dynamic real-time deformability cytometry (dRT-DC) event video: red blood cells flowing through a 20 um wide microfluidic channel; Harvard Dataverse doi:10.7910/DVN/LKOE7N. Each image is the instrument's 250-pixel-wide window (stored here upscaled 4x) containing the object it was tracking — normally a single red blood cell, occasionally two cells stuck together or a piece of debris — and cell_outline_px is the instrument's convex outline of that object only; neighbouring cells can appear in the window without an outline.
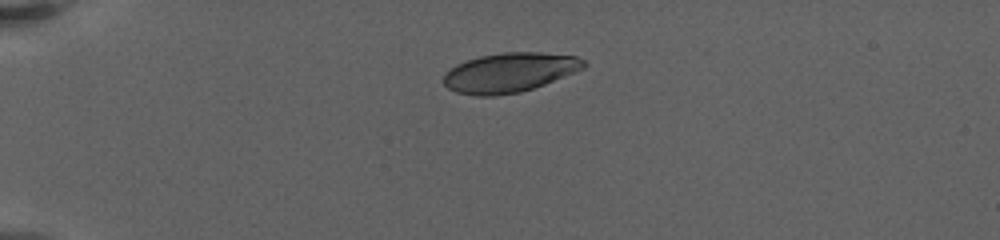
{"species": "human", "species_latin": "Homo sapiens", "temperature_condition": "warm", "stored_images_in_passage": 42, "camera_frame_rate_fps": 3000, "um_per_image_px": 0.085, "donor": {"sex": "female"}, "frame": {"image": 1, "passage_image": 1, "time_ms": 0.0, "image_size_px": [1000, 240], "cell_outline_px": [[588, 64], [584, 68], [544, 84], [520, 92], [496, 96], [476, 96], [456, 92], [448, 88], [444, 84], [444, 72], [456, 64], [480, 56], [504, 52], [540, 52], [576, 56], [584, 60]], "centroid_in_image_um": [43.29, 6.16], "position_along_channel_um": 41.7, "area_um2": 32.19}}
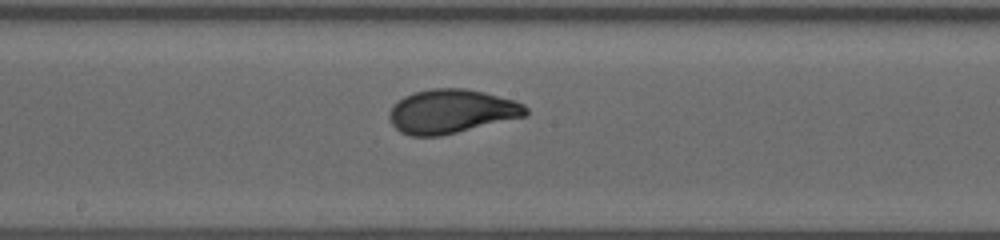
{"frame": {"image": 2, "passage_image": 17, "time_ms": 6.667, "image_size_px": [1000, 240], "cell_outline_px": [[528, 116], [440, 136], [412, 136], [400, 132], [392, 124], [388, 116], [388, 112], [392, 104], [404, 96], [412, 92], [432, 88], [464, 88], [484, 92], [516, 100], [524, 104], [528, 108]], "centroid_in_image_um": [38.37, 9.46], "position_along_channel_um": 209.8, "area_um2": 35.37}}
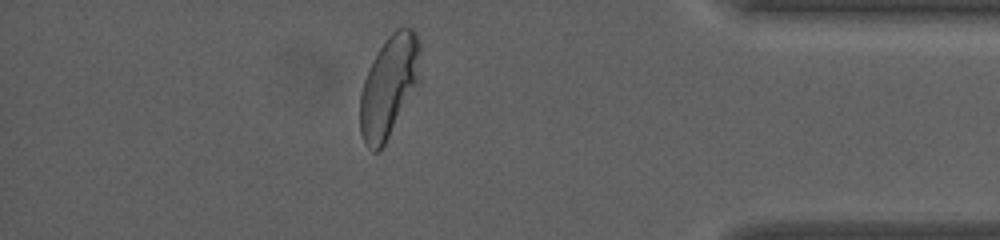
{"frame": {"image": 3, "passage_image": 35, "time_ms": 13.333, "image_size_px": [1000, 240], "cell_outline_px": [[420, 84], [384, 144], [376, 152], [372, 152], [364, 144], [360, 132], [360, 92], [364, 80], [372, 60], [388, 36], [396, 28], [412, 28], [416, 32], [420, 40]], "centroid_in_image_um": [33.09, 7.33], "position_along_channel_um": 402.1, "area_um2": 36.07}, "authors_computed_cell_mechanics": {"area_um2": 34.3621, "velocity_mm_per_s": 3.2949, "shape_relaxation_time_tau1_ms": 3.8999, "shape_relaxation_time_tau2_ms": null, "deformation_change_tau1": 0.1727, "deformation_change_tau2": null}}